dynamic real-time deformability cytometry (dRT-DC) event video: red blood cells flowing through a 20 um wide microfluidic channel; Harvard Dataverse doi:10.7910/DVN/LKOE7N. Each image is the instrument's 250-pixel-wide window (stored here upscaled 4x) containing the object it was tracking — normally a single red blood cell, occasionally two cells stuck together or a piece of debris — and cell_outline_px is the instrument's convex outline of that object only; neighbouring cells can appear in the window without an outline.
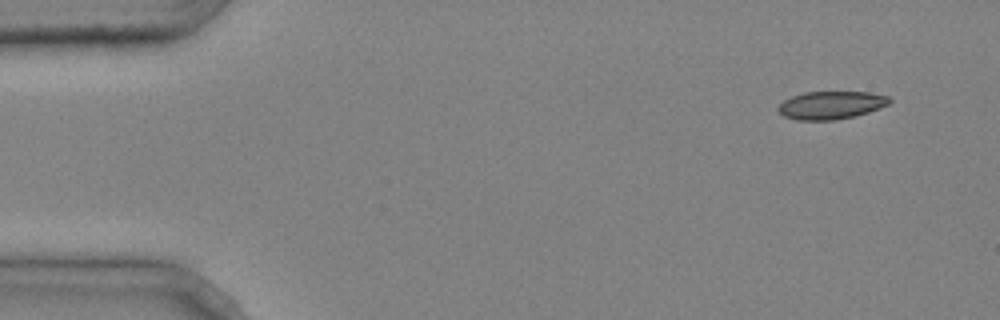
{"species": "common noctule bat (a hibernating species)", "species_latin": "Nyctalus noctula", "temperature_condition": "cold", "stored_images_in_passage": 4, "camera_frame_rate_fps": 3000, "um_per_image_px": 0.085, "animal": {"sex": "male", "body_mass_g": 20.4}, "frame": {"image": 1, "passage_image": 1, "time_ms": 0.0, "image_size_px": [1000, 320], "cell_outline_px": [[892, 100], [888, 104], [880, 108], [868, 112], [852, 116], [832, 120], [796, 120], [784, 116], [776, 108], [784, 100], [792, 96], [804, 92], [872, 92], [888, 96]], "centroid_in_image_um": [70.64, 8.93], "position_along_channel_um": 14.4, "area_um2": 18.03}}
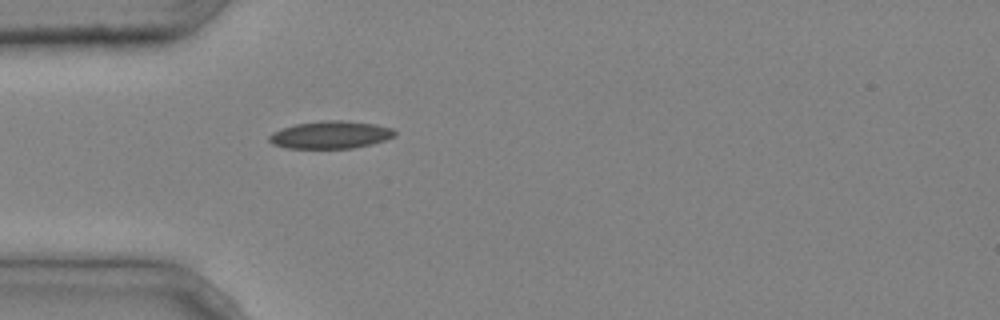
{"frame": {"image": 2, "passage_image": 4, "time_ms": 1.0, "image_size_px": [1000, 320], "cell_outline_px": [[396, 136], [372, 144], [352, 148], [288, 148], [272, 144], [268, 140], [268, 136], [272, 132], [296, 124], [320, 120], [340, 120], [376, 124], [392, 128], [396, 132]], "centroid_in_image_um": [28.1, 11.46], "position_along_channel_um": 56.9, "area_um2": 20.17}}